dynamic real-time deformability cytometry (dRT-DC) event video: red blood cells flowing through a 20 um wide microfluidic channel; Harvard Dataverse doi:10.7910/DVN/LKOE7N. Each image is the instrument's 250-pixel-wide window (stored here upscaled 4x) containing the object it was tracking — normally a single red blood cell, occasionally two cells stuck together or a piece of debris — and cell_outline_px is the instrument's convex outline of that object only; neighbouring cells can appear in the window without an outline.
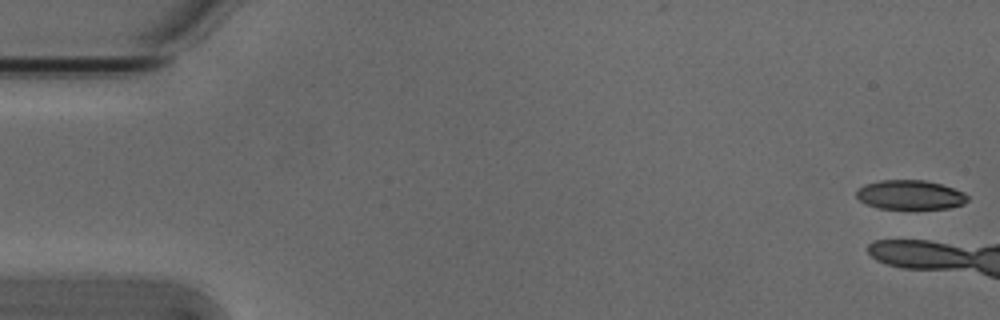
{"species": "Egyptian fruit bat (a non-hibernating species)", "species_latin": "Rousettus aegyptiacus", "temperature_condition": "cold", "stored_images_in_passage": 4, "camera_frame_rate_fps": 3000, "um_per_image_px": 0.085, "animal": {"sex": "male"}, "frame": {"image": 1, "passage_image": 1, "time_ms": 0.0, "image_size_px": [1000, 320], "cell_outline_px": [[968, 200], [964, 204], [948, 208], [880, 208], [868, 204], [860, 200], [856, 196], [856, 192], [864, 184], [880, 180], [924, 180], [940, 184], [964, 192], [968, 196]], "centroid_in_image_um": [77.37, 16.55], "position_along_channel_um": 7.6, "area_um2": 18.73}}